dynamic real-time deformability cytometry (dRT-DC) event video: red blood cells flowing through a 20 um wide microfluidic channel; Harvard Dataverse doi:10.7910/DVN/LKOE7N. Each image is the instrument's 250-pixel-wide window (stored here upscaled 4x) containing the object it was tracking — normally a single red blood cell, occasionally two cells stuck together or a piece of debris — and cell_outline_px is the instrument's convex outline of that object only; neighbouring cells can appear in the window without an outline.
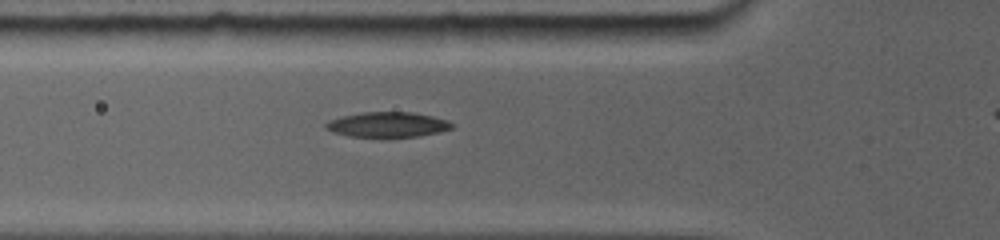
{"species": "common noctule bat (a hibernating species)", "species_latin": "Nyctalus noctula", "temperature_condition": "room temperature", "stored_images_in_passage": 3, "camera_frame_rate_fps": 5000, "um_per_image_px": 0.085, "animal": {"sex": "female", "body_mass_g": 19.0, "forearm_length_mm": 56.7}, "frame": {"image": 1, "passage_image": 3, "time_ms": 2.0, "image_size_px": [1000, 240], "cell_outline_px": [[452, 128], [436, 132], [416, 136], [352, 136], [336, 132], [328, 128], [324, 124], [332, 120], [344, 116], [364, 112], [412, 112], [432, 116], [448, 120], [452, 124]], "centroid_in_image_um": [33.0, 10.57], "position_along_channel_um": 92.8, "area_um2": 17.69}}